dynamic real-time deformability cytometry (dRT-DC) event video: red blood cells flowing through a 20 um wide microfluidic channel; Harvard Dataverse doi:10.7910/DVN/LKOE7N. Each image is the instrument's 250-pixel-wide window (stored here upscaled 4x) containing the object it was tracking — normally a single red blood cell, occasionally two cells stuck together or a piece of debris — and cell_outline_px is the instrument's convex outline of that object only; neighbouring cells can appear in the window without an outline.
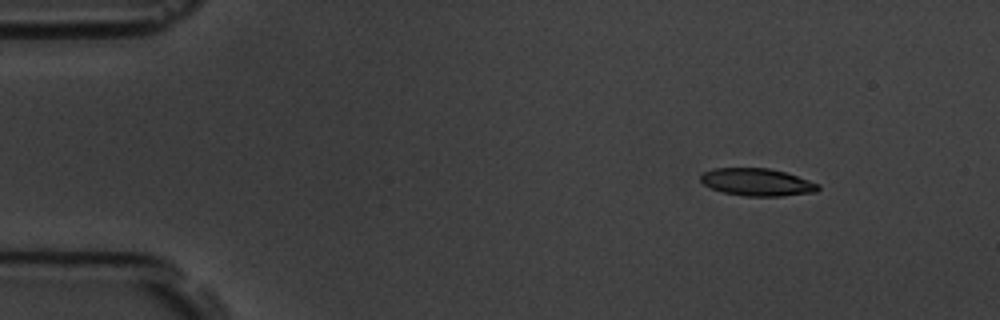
{"species": "common noctule bat (a hibernating species)", "species_latin": "Nyctalus noctula", "temperature_condition": "room temperature", "stored_images_in_passage": 9, "camera_frame_rate_fps": 3000, "um_per_image_px": 0.085, "animal": {"sex": "male", "body_mass_g": 19.5, "forearm_length_mm": 54.6}, "frame": {"image": 1, "passage_image": 2, "time_ms": 2.0, "image_size_px": [1000, 320], "cell_outline_px": [[820, 188], [816, 192], [784, 196], [744, 196], [724, 192], [712, 188], [704, 184], [700, 180], [700, 176], [704, 172], [712, 168], [768, 168], [784, 172], [820, 184]], "centroid_in_image_um": [64.36, 15.48], "position_along_channel_um": 20.6, "area_um2": 18.73}}
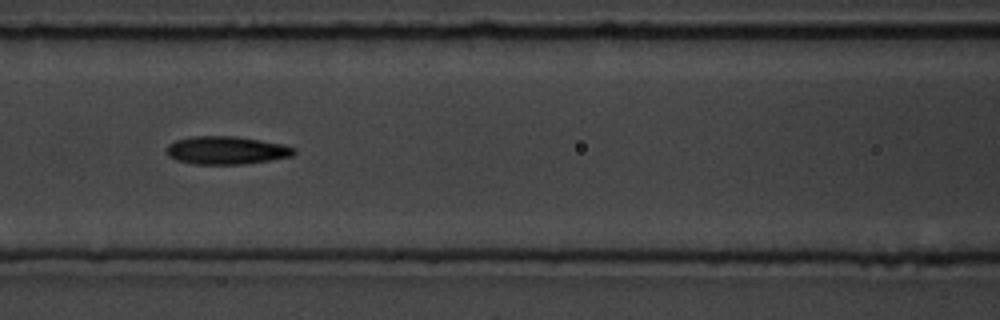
{"frame": {"image": 2, "passage_image": 7, "time_ms": 7.667, "image_size_px": [1000, 320], "cell_outline_px": [[296, 152], [292, 156], [244, 164], [192, 164], [176, 160], [168, 156], [164, 152], [168, 144], [176, 140], [192, 136], [236, 136], [260, 140], [280, 144], [296, 148]], "centroid_in_image_um": [19.19, 12.77], "position_along_channel_um": 147.4, "area_um2": 20.87}}
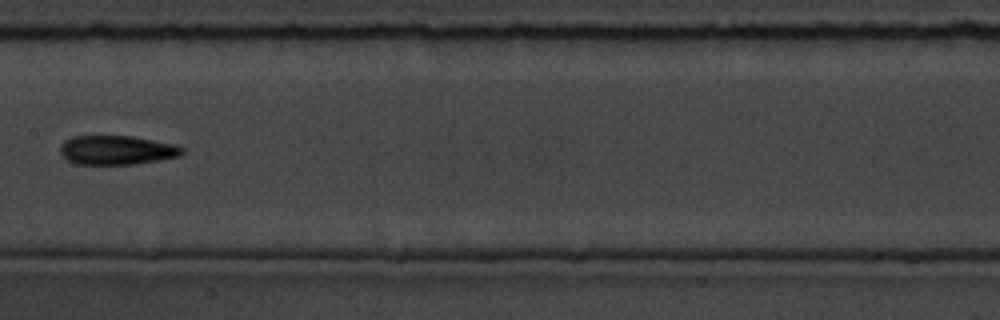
{"frame": {"image": 3, "passage_image": 8, "time_ms": 9.0, "image_size_px": [1000, 320], "cell_outline_px": [[184, 152], [180, 156], [160, 160], [132, 164], [76, 164], [68, 160], [60, 152], [60, 148], [64, 140], [72, 136], [132, 136], [176, 144], [184, 148]], "centroid_in_image_um": [9.95, 12.75], "position_along_channel_um": 197.4, "area_um2": 20.75}}